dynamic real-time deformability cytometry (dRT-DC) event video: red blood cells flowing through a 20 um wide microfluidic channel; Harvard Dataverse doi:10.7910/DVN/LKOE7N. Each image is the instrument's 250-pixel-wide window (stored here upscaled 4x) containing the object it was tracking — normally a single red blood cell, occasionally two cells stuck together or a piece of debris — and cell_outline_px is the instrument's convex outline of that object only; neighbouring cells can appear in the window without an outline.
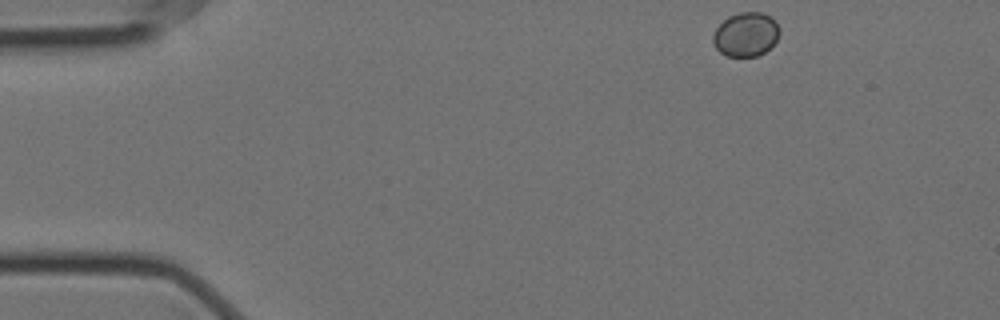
{"species": "Egyptian fruit bat (a non-hibernating species)", "species_latin": "Rousettus aegyptiacus", "temperature_condition": "cold", "stored_images_in_passage": 51, "camera_frame_rate_fps": 3000, "um_per_image_px": 0.085, "animal": {"sex": "female"}, "frame": {"image": 1, "passage_image": 1, "time_ms": 0.0, "image_size_px": [1000, 320], "cell_outline_px": [[780, 32], [776, 40], [764, 52], [756, 56], [728, 56], [720, 52], [716, 48], [712, 40], [712, 36], [716, 28], [728, 16], [740, 12], [764, 12], [772, 16], [776, 20], [780, 28]], "centroid_in_image_um": [63.41, 2.9], "position_along_channel_um": 21.6, "area_um2": 17.17}}
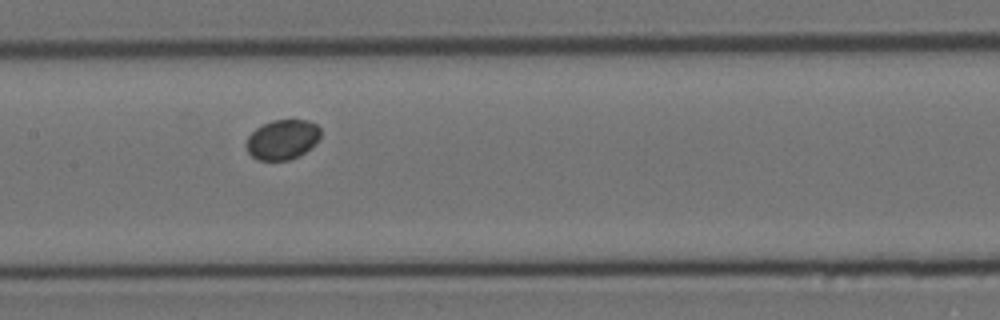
{"frame": {"image": 2, "passage_image": 22, "time_ms": 7.0, "image_size_px": [1000, 320], "cell_outline_px": [[320, 136], [316, 144], [300, 156], [288, 160], [256, 160], [248, 152], [244, 144], [248, 136], [256, 128], [272, 120], [308, 120], [316, 124], [320, 128]], "centroid_in_image_um": [24.0, 11.87], "position_along_channel_um": 183.4, "area_um2": 17.46}}
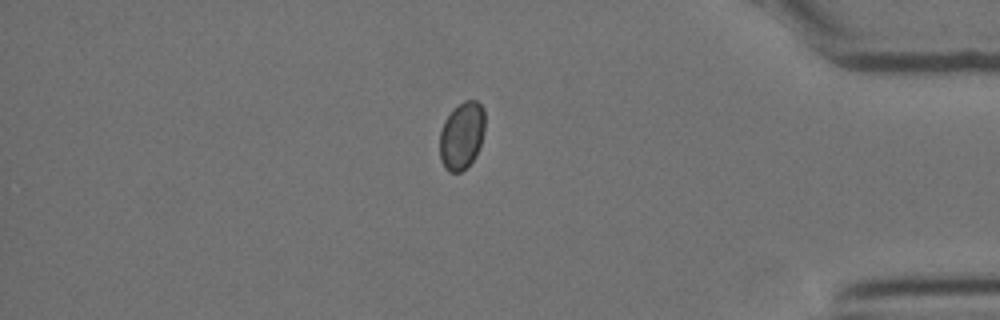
{"frame": {"image": 3, "passage_image": 43, "time_ms": 14.0, "image_size_px": [1000, 320], "cell_outline_px": [[484, 132], [476, 156], [460, 172], [448, 172], [444, 168], [440, 160], [440, 132], [444, 120], [464, 100], [476, 100], [484, 108]], "centroid_in_image_um": [39.24, 11.54], "position_along_channel_um": 396.0, "area_um2": 17.63}}